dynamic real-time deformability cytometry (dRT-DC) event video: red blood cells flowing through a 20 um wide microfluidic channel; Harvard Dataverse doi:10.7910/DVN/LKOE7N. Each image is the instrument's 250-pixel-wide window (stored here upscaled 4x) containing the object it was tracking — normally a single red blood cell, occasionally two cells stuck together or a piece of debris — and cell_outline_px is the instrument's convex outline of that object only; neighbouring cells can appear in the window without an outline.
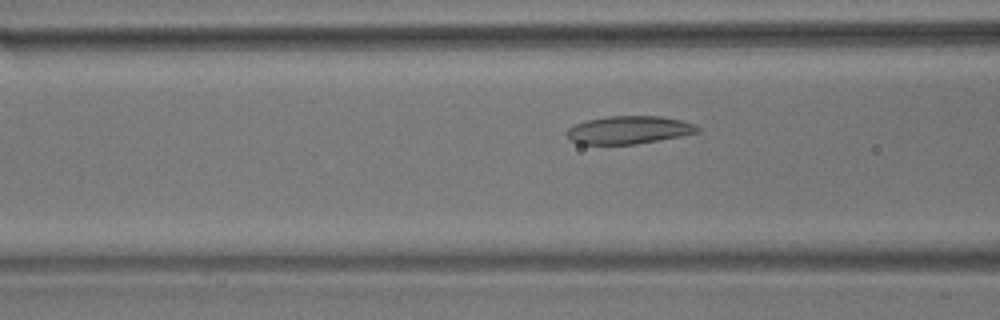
{"species": "common noctule bat (a hibernating species)", "species_latin": "Nyctalus noctula", "temperature_condition": "room temperature", "stored_images_in_passage": 42, "camera_frame_rate_fps": 3000, "um_per_image_px": 0.085, "animal": {"sex": "male", "body_mass_g": 17.9}, "frame": {"image": 1, "passage_image": 7, "time_ms": 2.0, "image_size_px": [1000, 320], "cell_outline_px": [[700, 132], [680, 136], [636, 144], [580, 144], [572, 140], [564, 132], [568, 128], [576, 124], [588, 120], [608, 116], [660, 116], [680, 120], [696, 124], [700, 128]], "centroid_in_image_um": [53.47, 11.04], "position_along_channel_um": 113.1, "area_um2": 21.15}}
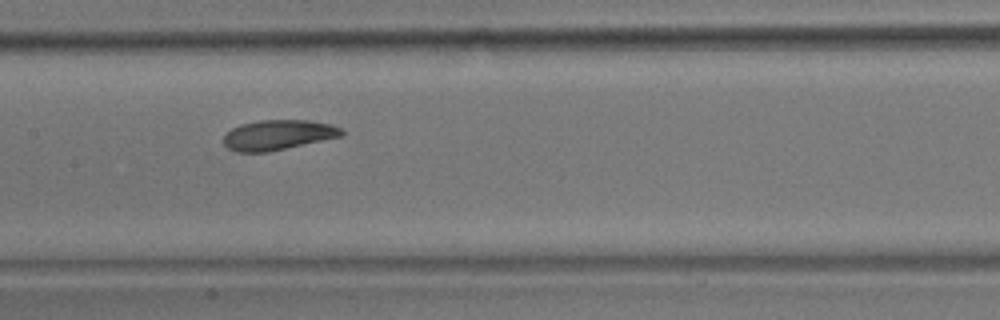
{"frame": {"image": 2, "passage_image": 13, "time_ms": 4.0, "image_size_px": [1000, 320], "cell_outline_px": [[344, 136], [268, 152], [236, 152], [228, 148], [224, 144], [224, 136], [232, 128], [240, 124], [260, 120], [308, 120], [332, 124], [340, 128], [344, 132]], "centroid_in_image_um": [23.66, 11.47], "position_along_channel_um": 183.7, "area_um2": 20.75}}
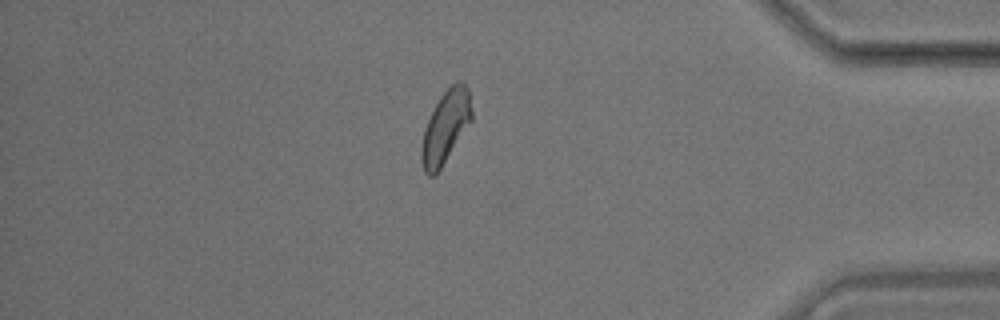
{"frame": {"image": 3, "passage_image": 34, "time_ms": 11.0, "image_size_px": [1000, 320], "cell_outline_px": [[472, 120], [436, 176], [428, 176], [424, 172], [420, 160], [420, 148], [424, 128], [440, 96], [456, 80], [464, 80], [468, 88], [472, 108]], "centroid_in_image_um": [37.87, 10.8], "position_along_channel_um": 397.3, "area_um2": 21.5}, "authors_computed_cell_mechanics": {"area_um2": 20.9236, "velocity_mm_per_s": 3.5215, "shape_relaxation_time_tau1_ms": 5.8639, "shape_relaxation_time_tau2_ms": 3.2379, "deformation_change_tau1": 0.1332, "deformation_change_tau2": 0.0931}}